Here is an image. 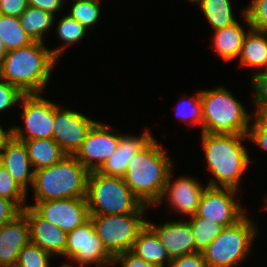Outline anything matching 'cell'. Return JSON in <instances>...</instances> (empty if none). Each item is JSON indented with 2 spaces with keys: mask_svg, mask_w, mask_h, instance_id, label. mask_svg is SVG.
Returning <instances> with one entry per match:
<instances>
[{
  "mask_svg": "<svg viewBox=\"0 0 267 267\" xmlns=\"http://www.w3.org/2000/svg\"><path fill=\"white\" fill-rule=\"evenodd\" d=\"M153 137L129 161L124 181L144 205H157L163 197L173 162Z\"/></svg>",
  "mask_w": 267,
  "mask_h": 267,
  "instance_id": "6da1fadb",
  "label": "cell"
},
{
  "mask_svg": "<svg viewBox=\"0 0 267 267\" xmlns=\"http://www.w3.org/2000/svg\"><path fill=\"white\" fill-rule=\"evenodd\" d=\"M42 42L9 51L0 63V78L23 94H40L58 61Z\"/></svg>",
  "mask_w": 267,
  "mask_h": 267,
  "instance_id": "7a4b0ae2",
  "label": "cell"
},
{
  "mask_svg": "<svg viewBox=\"0 0 267 267\" xmlns=\"http://www.w3.org/2000/svg\"><path fill=\"white\" fill-rule=\"evenodd\" d=\"M201 134L205 160L214 176L207 185L238 190L240 179L250 163L248 152L242 145V140H247L248 135Z\"/></svg>",
  "mask_w": 267,
  "mask_h": 267,
  "instance_id": "3957f363",
  "label": "cell"
},
{
  "mask_svg": "<svg viewBox=\"0 0 267 267\" xmlns=\"http://www.w3.org/2000/svg\"><path fill=\"white\" fill-rule=\"evenodd\" d=\"M89 171L74 155H65L57 163L34 174L35 201L86 198Z\"/></svg>",
  "mask_w": 267,
  "mask_h": 267,
  "instance_id": "277c9868",
  "label": "cell"
},
{
  "mask_svg": "<svg viewBox=\"0 0 267 267\" xmlns=\"http://www.w3.org/2000/svg\"><path fill=\"white\" fill-rule=\"evenodd\" d=\"M202 129L205 133L247 135L253 116L225 87L200 90ZM251 116V118H250Z\"/></svg>",
  "mask_w": 267,
  "mask_h": 267,
  "instance_id": "5b68a950",
  "label": "cell"
},
{
  "mask_svg": "<svg viewBox=\"0 0 267 267\" xmlns=\"http://www.w3.org/2000/svg\"><path fill=\"white\" fill-rule=\"evenodd\" d=\"M90 215L143 213L147 207L126 185L124 178L89 172L86 193Z\"/></svg>",
  "mask_w": 267,
  "mask_h": 267,
  "instance_id": "8992f818",
  "label": "cell"
},
{
  "mask_svg": "<svg viewBox=\"0 0 267 267\" xmlns=\"http://www.w3.org/2000/svg\"><path fill=\"white\" fill-rule=\"evenodd\" d=\"M254 222L245 214L235 224L224 227L202 251L207 267H234L241 264L250 253L257 235Z\"/></svg>",
  "mask_w": 267,
  "mask_h": 267,
  "instance_id": "52a82bcc",
  "label": "cell"
},
{
  "mask_svg": "<svg viewBox=\"0 0 267 267\" xmlns=\"http://www.w3.org/2000/svg\"><path fill=\"white\" fill-rule=\"evenodd\" d=\"M143 213L90 215L97 236L112 256L131 251L139 232L146 226Z\"/></svg>",
  "mask_w": 267,
  "mask_h": 267,
  "instance_id": "ba28073f",
  "label": "cell"
},
{
  "mask_svg": "<svg viewBox=\"0 0 267 267\" xmlns=\"http://www.w3.org/2000/svg\"><path fill=\"white\" fill-rule=\"evenodd\" d=\"M63 256L79 264V267L93 263L99 267L113 264V257L103 247L91 219L67 233Z\"/></svg>",
  "mask_w": 267,
  "mask_h": 267,
  "instance_id": "9c48e42d",
  "label": "cell"
},
{
  "mask_svg": "<svg viewBox=\"0 0 267 267\" xmlns=\"http://www.w3.org/2000/svg\"><path fill=\"white\" fill-rule=\"evenodd\" d=\"M41 94H24L21 97L25 128L13 127V137L20 141L52 139L54 128V103ZM25 129V131L23 130ZM24 131V132H23ZM26 133V134H25Z\"/></svg>",
  "mask_w": 267,
  "mask_h": 267,
  "instance_id": "30bf717a",
  "label": "cell"
},
{
  "mask_svg": "<svg viewBox=\"0 0 267 267\" xmlns=\"http://www.w3.org/2000/svg\"><path fill=\"white\" fill-rule=\"evenodd\" d=\"M236 193L237 190L232 188L207 186L193 217L213 220L223 227L235 224L245 215V209L235 201Z\"/></svg>",
  "mask_w": 267,
  "mask_h": 267,
  "instance_id": "8fae6325",
  "label": "cell"
},
{
  "mask_svg": "<svg viewBox=\"0 0 267 267\" xmlns=\"http://www.w3.org/2000/svg\"><path fill=\"white\" fill-rule=\"evenodd\" d=\"M96 122L80 112L63 109L54 104L52 139L67 155H74Z\"/></svg>",
  "mask_w": 267,
  "mask_h": 267,
  "instance_id": "7c38bea8",
  "label": "cell"
},
{
  "mask_svg": "<svg viewBox=\"0 0 267 267\" xmlns=\"http://www.w3.org/2000/svg\"><path fill=\"white\" fill-rule=\"evenodd\" d=\"M35 203L28 206L66 233L90 219L86 198L55 199Z\"/></svg>",
  "mask_w": 267,
  "mask_h": 267,
  "instance_id": "4fadbf2b",
  "label": "cell"
},
{
  "mask_svg": "<svg viewBox=\"0 0 267 267\" xmlns=\"http://www.w3.org/2000/svg\"><path fill=\"white\" fill-rule=\"evenodd\" d=\"M113 131L112 127L97 121L74 154L89 172L98 171L108 157L116 151L120 135Z\"/></svg>",
  "mask_w": 267,
  "mask_h": 267,
  "instance_id": "5bb4252c",
  "label": "cell"
},
{
  "mask_svg": "<svg viewBox=\"0 0 267 267\" xmlns=\"http://www.w3.org/2000/svg\"><path fill=\"white\" fill-rule=\"evenodd\" d=\"M172 171L169 173L162 200L157 204L163 203V198L167 197L172 208L180 214L193 217L197 214L199 202L205 187L196 179L183 176L172 182Z\"/></svg>",
  "mask_w": 267,
  "mask_h": 267,
  "instance_id": "9a60e30c",
  "label": "cell"
},
{
  "mask_svg": "<svg viewBox=\"0 0 267 267\" xmlns=\"http://www.w3.org/2000/svg\"><path fill=\"white\" fill-rule=\"evenodd\" d=\"M22 212L29 222L31 243L51 255L62 256L65 253L67 233L42 218L31 206L25 207Z\"/></svg>",
  "mask_w": 267,
  "mask_h": 267,
  "instance_id": "2e32d148",
  "label": "cell"
},
{
  "mask_svg": "<svg viewBox=\"0 0 267 267\" xmlns=\"http://www.w3.org/2000/svg\"><path fill=\"white\" fill-rule=\"evenodd\" d=\"M30 242L29 222L21 212L0 227V267H15L21 249Z\"/></svg>",
  "mask_w": 267,
  "mask_h": 267,
  "instance_id": "e0dca14e",
  "label": "cell"
},
{
  "mask_svg": "<svg viewBox=\"0 0 267 267\" xmlns=\"http://www.w3.org/2000/svg\"><path fill=\"white\" fill-rule=\"evenodd\" d=\"M146 225L156 234L171 260L195 253V241L187 221H170L160 226L146 221Z\"/></svg>",
  "mask_w": 267,
  "mask_h": 267,
  "instance_id": "ac0fdd59",
  "label": "cell"
},
{
  "mask_svg": "<svg viewBox=\"0 0 267 267\" xmlns=\"http://www.w3.org/2000/svg\"><path fill=\"white\" fill-rule=\"evenodd\" d=\"M149 130L139 136L120 135L116 151L98 170L105 176L124 177L127 164L154 136Z\"/></svg>",
  "mask_w": 267,
  "mask_h": 267,
  "instance_id": "d6986e66",
  "label": "cell"
},
{
  "mask_svg": "<svg viewBox=\"0 0 267 267\" xmlns=\"http://www.w3.org/2000/svg\"><path fill=\"white\" fill-rule=\"evenodd\" d=\"M1 164L26 192L28 184L33 186L35 171L31 170L32 164L23 141L13 137L7 143L1 152Z\"/></svg>",
  "mask_w": 267,
  "mask_h": 267,
  "instance_id": "ffe728a7",
  "label": "cell"
},
{
  "mask_svg": "<svg viewBox=\"0 0 267 267\" xmlns=\"http://www.w3.org/2000/svg\"><path fill=\"white\" fill-rule=\"evenodd\" d=\"M249 27L248 33L245 35L240 55L239 63L244 67L263 68L267 70V33L258 32L250 28L249 20L244 13Z\"/></svg>",
  "mask_w": 267,
  "mask_h": 267,
  "instance_id": "44dd1931",
  "label": "cell"
},
{
  "mask_svg": "<svg viewBox=\"0 0 267 267\" xmlns=\"http://www.w3.org/2000/svg\"><path fill=\"white\" fill-rule=\"evenodd\" d=\"M131 252L158 267H164V265L169 267L172 261L156 234L147 225L139 232Z\"/></svg>",
  "mask_w": 267,
  "mask_h": 267,
  "instance_id": "7402d4cb",
  "label": "cell"
},
{
  "mask_svg": "<svg viewBox=\"0 0 267 267\" xmlns=\"http://www.w3.org/2000/svg\"><path fill=\"white\" fill-rule=\"evenodd\" d=\"M23 142L34 171L49 167L67 155L53 139H33Z\"/></svg>",
  "mask_w": 267,
  "mask_h": 267,
  "instance_id": "603a6c76",
  "label": "cell"
},
{
  "mask_svg": "<svg viewBox=\"0 0 267 267\" xmlns=\"http://www.w3.org/2000/svg\"><path fill=\"white\" fill-rule=\"evenodd\" d=\"M247 33L238 22H235L228 27L215 31L212 46L221 58L225 61H232L239 57Z\"/></svg>",
  "mask_w": 267,
  "mask_h": 267,
  "instance_id": "cb8c5ba5",
  "label": "cell"
},
{
  "mask_svg": "<svg viewBox=\"0 0 267 267\" xmlns=\"http://www.w3.org/2000/svg\"><path fill=\"white\" fill-rule=\"evenodd\" d=\"M55 16L41 9L28 6L19 17L21 27L34 42L44 43V35L52 28Z\"/></svg>",
  "mask_w": 267,
  "mask_h": 267,
  "instance_id": "d4e9b609",
  "label": "cell"
},
{
  "mask_svg": "<svg viewBox=\"0 0 267 267\" xmlns=\"http://www.w3.org/2000/svg\"><path fill=\"white\" fill-rule=\"evenodd\" d=\"M196 3L199 4L214 31L221 30L237 22L230 0H198Z\"/></svg>",
  "mask_w": 267,
  "mask_h": 267,
  "instance_id": "484cf974",
  "label": "cell"
},
{
  "mask_svg": "<svg viewBox=\"0 0 267 267\" xmlns=\"http://www.w3.org/2000/svg\"><path fill=\"white\" fill-rule=\"evenodd\" d=\"M0 38L8 52L34 43L21 27L19 18L2 14H0Z\"/></svg>",
  "mask_w": 267,
  "mask_h": 267,
  "instance_id": "4316f807",
  "label": "cell"
},
{
  "mask_svg": "<svg viewBox=\"0 0 267 267\" xmlns=\"http://www.w3.org/2000/svg\"><path fill=\"white\" fill-rule=\"evenodd\" d=\"M187 222L192 229L195 252H202L222 232L224 227L215 221L202 217H191Z\"/></svg>",
  "mask_w": 267,
  "mask_h": 267,
  "instance_id": "83f0119b",
  "label": "cell"
},
{
  "mask_svg": "<svg viewBox=\"0 0 267 267\" xmlns=\"http://www.w3.org/2000/svg\"><path fill=\"white\" fill-rule=\"evenodd\" d=\"M56 29L59 39L64 42L60 48L51 49V53L57 60L68 45H72L82 40L88 30L77 20L69 17L68 15L61 17Z\"/></svg>",
  "mask_w": 267,
  "mask_h": 267,
  "instance_id": "f1b7e54d",
  "label": "cell"
},
{
  "mask_svg": "<svg viewBox=\"0 0 267 267\" xmlns=\"http://www.w3.org/2000/svg\"><path fill=\"white\" fill-rule=\"evenodd\" d=\"M99 0H75L72 4L69 17L77 20L86 29L94 26L100 17ZM93 25V26H92Z\"/></svg>",
  "mask_w": 267,
  "mask_h": 267,
  "instance_id": "f546056e",
  "label": "cell"
},
{
  "mask_svg": "<svg viewBox=\"0 0 267 267\" xmlns=\"http://www.w3.org/2000/svg\"><path fill=\"white\" fill-rule=\"evenodd\" d=\"M26 192L10 175L7 169L0 165V197L12 201L21 211L26 205ZM24 204V205H23Z\"/></svg>",
  "mask_w": 267,
  "mask_h": 267,
  "instance_id": "4dcf8cb0",
  "label": "cell"
},
{
  "mask_svg": "<svg viewBox=\"0 0 267 267\" xmlns=\"http://www.w3.org/2000/svg\"><path fill=\"white\" fill-rule=\"evenodd\" d=\"M52 255L31 242L24 246L15 267H50L49 257Z\"/></svg>",
  "mask_w": 267,
  "mask_h": 267,
  "instance_id": "1f68e13d",
  "label": "cell"
},
{
  "mask_svg": "<svg viewBox=\"0 0 267 267\" xmlns=\"http://www.w3.org/2000/svg\"><path fill=\"white\" fill-rule=\"evenodd\" d=\"M179 106V107H178ZM188 107V108H187ZM176 115L182 121H185L188 125L200 124L202 128V104L200 100V91L194 97H186L178 103L176 107ZM189 109V110H188Z\"/></svg>",
  "mask_w": 267,
  "mask_h": 267,
  "instance_id": "d6a6232c",
  "label": "cell"
},
{
  "mask_svg": "<svg viewBox=\"0 0 267 267\" xmlns=\"http://www.w3.org/2000/svg\"><path fill=\"white\" fill-rule=\"evenodd\" d=\"M250 28L267 33V0H253V2L244 9Z\"/></svg>",
  "mask_w": 267,
  "mask_h": 267,
  "instance_id": "836d02e7",
  "label": "cell"
},
{
  "mask_svg": "<svg viewBox=\"0 0 267 267\" xmlns=\"http://www.w3.org/2000/svg\"><path fill=\"white\" fill-rule=\"evenodd\" d=\"M252 76L255 115H265L267 113V70L257 71Z\"/></svg>",
  "mask_w": 267,
  "mask_h": 267,
  "instance_id": "e575fe53",
  "label": "cell"
},
{
  "mask_svg": "<svg viewBox=\"0 0 267 267\" xmlns=\"http://www.w3.org/2000/svg\"><path fill=\"white\" fill-rule=\"evenodd\" d=\"M254 123L249 127L248 140L267 151V118L264 115H253Z\"/></svg>",
  "mask_w": 267,
  "mask_h": 267,
  "instance_id": "d590c367",
  "label": "cell"
},
{
  "mask_svg": "<svg viewBox=\"0 0 267 267\" xmlns=\"http://www.w3.org/2000/svg\"><path fill=\"white\" fill-rule=\"evenodd\" d=\"M23 95L16 86L0 78V112L17 104Z\"/></svg>",
  "mask_w": 267,
  "mask_h": 267,
  "instance_id": "8d00e7d4",
  "label": "cell"
},
{
  "mask_svg": "<svg viewBox=\"0 0 267 267\" xmlns=\"http://www.w3.org/2000/svg\"><path fill=\"white\" fill-rule=\"evenodd\" d=\"M119 262L121 267H158L154 263L146 262L142 258L137 257L131 251L117 254L113 257V264Z\"/></svg>",
  "mask_w": 267,
  "mask_h": 267,
  "instance_id": "74e56055",
  "label": "cell"
},
{
  "mask_svg": "<svg viewBox=\"0 0 267 267\" xmlns=\"http://www.w3.org/2000/svg\"><path fill=\"white\" fill-rule=\"evenodd\" d=\"M28 7V0H0V14L19 18Z\"/></svg>",
  "mask_w": 267,
  "mask_h": 267,
  "instance_id": "f35d334b",
  "label": "cell"
},
{
  "mask_svg": "<svg viewBox=\"0 0 267 267\" xmlns=\"http://www.w3.org/2000/svg\"><path fill=\"white\" fill-rule=\"evenodd\" d=\"M169 267H207V264L202 252H195L172 259Z\"/></svg>",
  "mask_w": 267,
  "mask_h": 267,
  "instance_id": "ab89813d",
  "label": "cell"
},
{
  "mask_svg": "<svg viewBox=\"0 0 267 267\" xmlns=\"http://www.w3.org/2000/svg\"><path fill=\"white\" fill-rule=\"evenodd\" d=\"M21 212L12 201L0 197V227L13 220Z\"/></svg>",
  "mask_w": 267,
  "mask_h": 267,
  "instance_id": "60d3db41",
  "label": "cell"
},
{
  "mask_svg": "<svg viewBox=\"0 0 267 267\" xmlns=\"http://www.w3.org/2000/svg\"><path fill=\"white\" fill-rule=\"evenodd\" d=\"M64 0H28V6L41 9L55 16L62 9Z\"/></svg>",
  "mask_w": 267,
  "mask_h": 267,
  "instance_id": "b9f144b4",
  "label": "cell"
},
{
  "mask_svg": "<svg viewBox=\"0 0 267 267\" xmlns=\"http://www.w3.org/2000/svg\"><path fill=\"white\" fill-rule=\"evenodd\" d=\"M13 138V127L4 130L0 125V152L6 147L7 143Z\"/></svg>",
  "mask_w": 267,
  "mask_h": 267,
  "instance_id": "7bdbcfd3",
  "label": "cell"
},
{
  "mask_svg": "<svg viewBox=\"0 0 267 267\" xmlns=\"http://www.w3.org/2000/svg\"><path fill=\"white\" fill-rule=\"evenodd\" d=\"M8 53L3 40L0 38V63L4 59L5 55Z\"/></svg>",
  "mask_w": 267,
  "mask_h": 267,
  "instance_id": "ee69618b",
  "label": "cell"
},
{
  "mask_svg": "<svg viewBox=\"0 0 267 267\" xmlns=\"http://www.w3.org/2000/svg\"><path fill=\"white\" fill-rule=\"evenodd\" d=\"M60 267H72V265L71 264H67V263H65V264H63V265H61Z\"/></svg>",
  "mask_w": 267,
  "mask_h": 267,
  "instance_id": "f6af8a7d",
  "label": "cell"
},
{
  "mask_svg": "<svg viewBox=\"0 0 267 267\" xmlns=\"http://www.w3.org/2000/svg\"><path fill=\"white\" fill-rule=\"evenodd\" d=\"M266 205L263 207V209L267 210V198L265 199Z\"/></svg>",
  "mask_w": 267,
  "mask_h": 267,
  "instance_id": "bcb514c9",
  "label": "cell"
},
{
  "mask_svg": "<svg viewBox=\"0 0 267 267\" xmlns=\"http://www.w3.org/2000/svg\"><path fill=\"white\" fill-rule=\"evenodd\" d=\"M188 1H192V2L196 3L198 0H188Z\"/></svg>",
  "mask_w": 267,
  "mask_h": 267,
  "instance_id": "7dc6e473",
  "label": "cell"
}]
</instances>
